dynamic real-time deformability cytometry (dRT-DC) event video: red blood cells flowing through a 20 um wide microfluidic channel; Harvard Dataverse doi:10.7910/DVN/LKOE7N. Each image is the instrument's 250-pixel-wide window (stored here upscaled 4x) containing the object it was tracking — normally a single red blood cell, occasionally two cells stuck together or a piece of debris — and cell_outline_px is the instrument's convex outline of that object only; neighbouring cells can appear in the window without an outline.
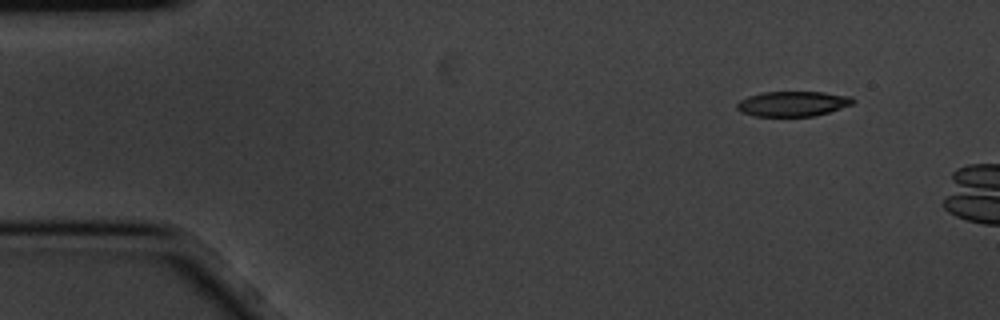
{"species": "common noctule bat (a hibernating species)", "species_latin": "Nyctalus noctula", "temperature_condition": "cold", "stored_images_in_passage": 5, "segment_of_instrument_passage": [2, 2], "camera_frame_rate_fps": 3000, "um_per_image_px": 0.085, "animal": {"sex": "male", "body_mass_g": 20.1, "forearm_length_mm": 53.5}, "frame": {"image": 1, "passage_image": 5, "time_ms": 1.333, "image_size_px": [1000, 320], "cell_outline_px": [[856, 100], [852, 104], [828, 112], [812, 116], [752, 116], [740, 112], [736, 108], [736, 104], [740, 100], [748, 96], [764, 92], [824, 92], [852, 96]], "centroid_in_image_um": [67.37, 8.81], "position_along_channel_um": 17.6, "area_um2": 16.99}}